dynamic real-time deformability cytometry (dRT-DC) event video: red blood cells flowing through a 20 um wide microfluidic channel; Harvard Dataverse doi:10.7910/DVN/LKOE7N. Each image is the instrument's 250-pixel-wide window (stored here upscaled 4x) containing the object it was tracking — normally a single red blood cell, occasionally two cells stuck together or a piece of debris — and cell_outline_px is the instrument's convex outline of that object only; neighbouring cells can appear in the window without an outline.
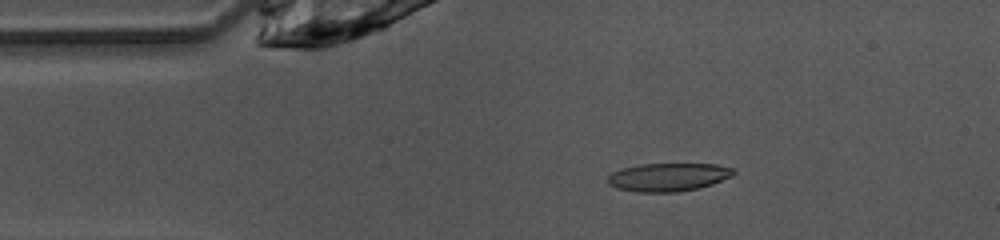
{"species": "common noctule bat (a hibernating species)", "species_latin": "Nyctalus noctula", "temperature_condition": "warm", "stored_images_in_passage": 47, "camera_frame_rate_fps": 3000, "um_per_image_px": 0.085, "animal": {"sex": "female", "body_mass_g": 10.0, "forearm_length_mm": 53.1}, "frame": {"image": 1, "passage_image": 7, "time_ms": 2.0, "image_size_px": [1000, 240], "cell_outline_px": [[736, 172], [732, 176], [712, 184], [696, 188], [676, 192], [636, 192], [616, 188], [608, 184], [608, 176], [612, 172], [624, 168], [640, 164], [716, 164], [732, 168]], "centroid_in_image_um": [56.79, 15.05], "position_along_channel_um": 28.2, "area_um2": 20.58}}
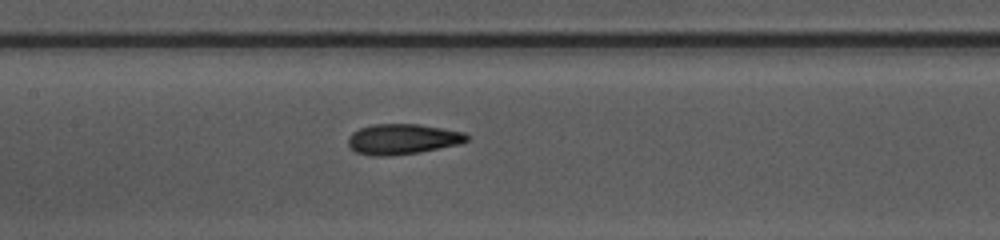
{"frame": {"image": 2, "passage_image": 20, "time_ms": 6.333, "image_size_px": [1000, 240], "cell_outline_px": [[468, 140], [460, 144], [420, 152], [388, 156], [372, 156], [356, 152], [348, 144], [348, 136], [352, 132], [360, 128], [372, 124], [420, 124], [464, 132], [468, 136]], "centroid_in_image_um": [34.21, 11.82], "position_along_channel_um": 173.2, "area_um2": 21.1}}
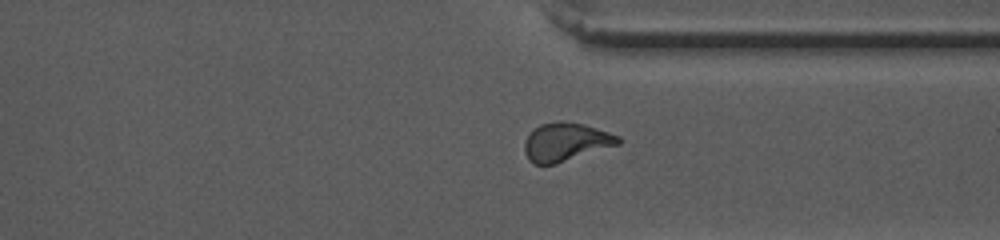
{"frame": {"image": 3, "passage_image": 34, "time_ms": 11.0, "image_size_px": [1000, 240], "cell_outline_px": [[620, 144], [556, 164], [532, 164], [528, 160], [524, 152], [524, 144], [528, 136], [540, 124], [556, 120], [564, 120], [584, 124], [620, 136]], "centroid_in_image_um": [48.09, 12.06], "position_along_channel_um": 363.3, "area_um2": 21.04}, "authors_computed_cell_mechanics": {"area_um2": 20.808, "velocity_mm_per_s": 4.0879, "shape_relaxation_time_tau1_ms": 7.8278, "shape_relaxation_time_tau2_ms": 1.5458, "deformation_change_tau1": 0.2113, "deformation_change_tau2": 0.0862}}